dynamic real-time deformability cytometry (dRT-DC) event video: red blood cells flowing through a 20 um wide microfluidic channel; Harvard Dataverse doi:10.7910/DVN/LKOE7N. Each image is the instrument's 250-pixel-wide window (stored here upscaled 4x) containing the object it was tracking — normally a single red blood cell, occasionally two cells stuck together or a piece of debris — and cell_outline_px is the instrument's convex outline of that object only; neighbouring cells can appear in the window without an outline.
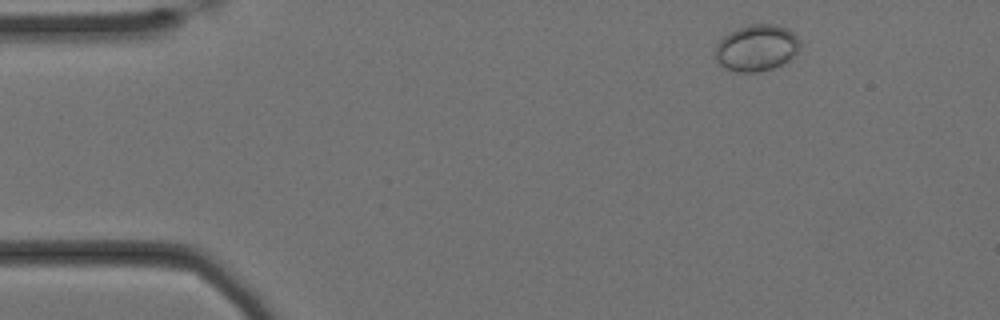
{"species": "Egyptian fruit bat (a non-hibernating species)", "species_latin": "Rousettus aegyptiacus", "temperature_condition": "cold", "stored_images_in_passage": 56, "camera_frame_rate_fps": 3000, "um_per_image_px": 0.085, "animal": {"sex": "female"}, "frame": {"image": 1, "passage_image": 4, "time_ms": 1.0, "image_size_px": [1000, 320], "cell_outline_px": [[800, 48], [788, 60], [772, 68], [760, 72], [736, 72], [724, 68], [716, 64], [716, 44], [724, 36], [740, 28], [752, 24], [776, 24], [792, 32], [800, 40]], "centroid_in_image_um": [64.29, 4.09], "position_along_channel_um": 20.7, "area_um2": 22.77}}
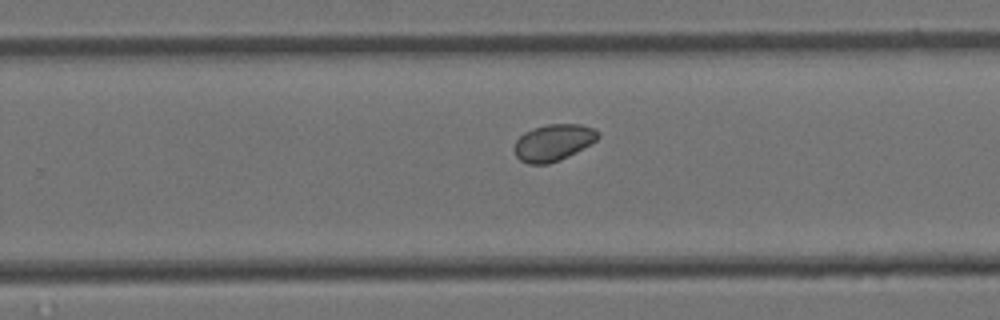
{"frame": {"image": 2, "passage_image": 34, "time_ms": 11.0, "image_size_px": [1000, 320], "cell_outline_px": [[600, 136], [596, 140], [576, 152], [560, 160], [548, 164], [528, 164], [520, 160], [516, 156], [512, 148], [516, 140], [524, 132], [532, 128], [548, 124], [580, 124], [592, 128], [600, 132]], "centroid_in_image_um": [47.0, 12.12], "position_along_channel_um": 282.8, "area_um2": 17.98}}
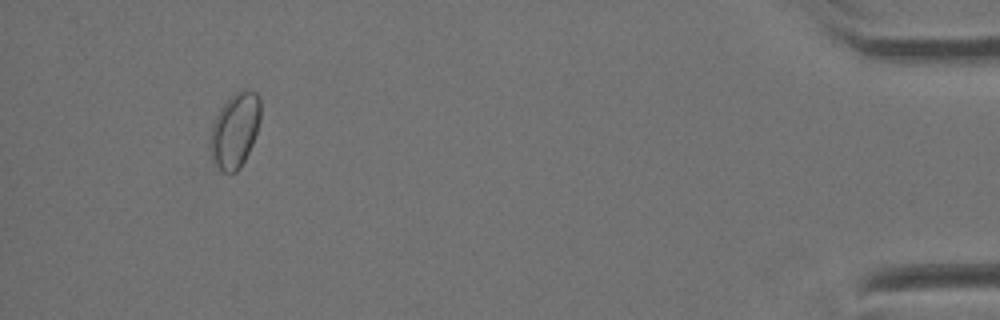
{"frame": {"image": 3, "passage_image": 52, "time_ms": 17.0, "image_size_px": [1000, 320], "cell_outline_px": [[260, 120], [252, 144], [240, 168], [236, 172], [224, 172], [216, 168], [212, 164], [208, 152], [208, 144], [212, 124], [220, 108], [236, 92], [244, 88], [256, 92], [260, 96]], "centroid_in_image_um": [19.92, 11.1], "position_along_channel_um": 415.3, "area_um2": 22.31}}